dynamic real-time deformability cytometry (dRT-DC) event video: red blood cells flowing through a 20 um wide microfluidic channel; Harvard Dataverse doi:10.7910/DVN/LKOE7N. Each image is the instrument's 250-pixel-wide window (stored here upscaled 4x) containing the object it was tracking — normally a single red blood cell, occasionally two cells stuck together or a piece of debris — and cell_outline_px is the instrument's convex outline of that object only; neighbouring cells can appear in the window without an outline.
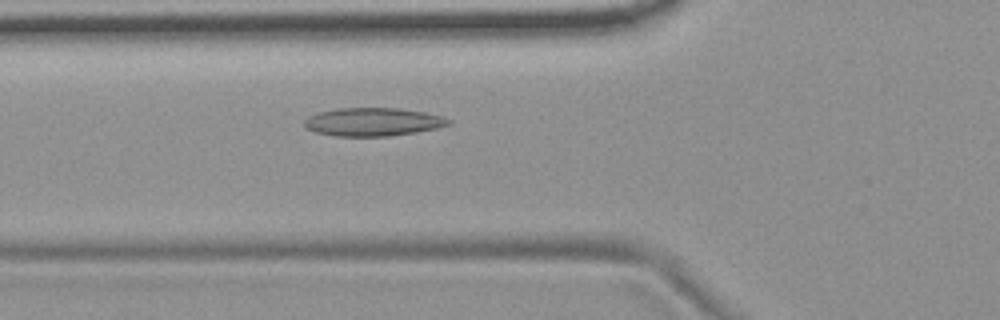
{"species": "common noctule bat (a hibernating species)", "species_latin": "Nyctalus noctula", "temperature_condition": "room temperature", "stored_images_in_passage": 53, "camera_frame_rate_fps": 3000, "um_per_image_px": 0.085, "animal": {"sex": "female", "body_mass_g": 19.9}, "frame": {"image": 1, "passage_image": 18, "time_ms": 5.667, "image_size_px": [1000, 320], "cell_outline_px": [[452, 124], [436, 128], [416, 132], [388, 136], [336, 136], [316, 132], [308, 128], [304, 124], [304, 120], [308, 116], [320, 112], [336, 108], [400, 108], [424, 112], [444, 116], [452, 120]], "centroid_in_image_um": [31.74, 10.35], "position_along_channel_um": 94.1, "area_um2": 23.76}}
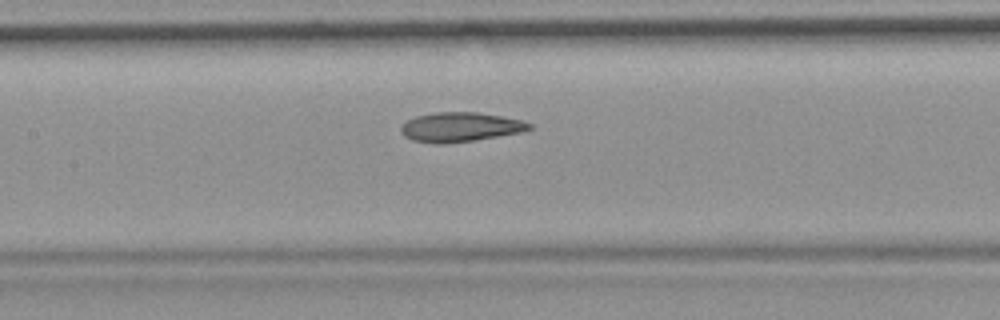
{"frame": {"image": 2, "passage_image": 24, "time_ms": 7.667, "image_size_px": [1000, 320], "cell_outline_px": [[532, 128], [520, 132], [472, 140], [444, 144], [436, 144], [412, 140], [404, 136], [400, 132], [400, 128], [408, 120], [416, 116], [436, 112], [476, 112], [500, 116], [520, 120], [532, 124]], "centroid_in_image_um": [39.07, 10.8], "position_along_channel_um": 168.3, "area_um2": 21.73}}
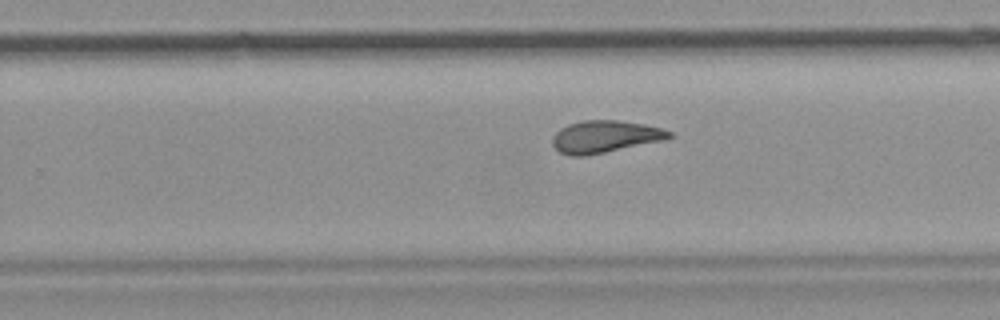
{"frame": {"image": 3, "passage_image": 33, "time_ms": 10.667, "image_size_px": [1000, 320], "cell_outline_px": [[672, 136], [668, 140], [584, 156], [568, 156], [560, 152], [552, 144], [552, 136], [560, 128], [568, 124], [584, 120], [616, 120], [644, 124], [664, 128], [672, 132]], "centroid_in_image_um": [51.45, 11.61], "position_along_channel_um": 278.3, "area_um2": 22.14}, "authors_computed_cell_mechanics": {"area_um2": 22.3108, "velocity_mm_per_s": 3.6972, "shape_relaxation_time_tau1_ms": null, "shape_relaxation_time_tau2_ms": 2.8174, "deformation_change_tau1": null, "deformation_change_tau2": 0.1001}}